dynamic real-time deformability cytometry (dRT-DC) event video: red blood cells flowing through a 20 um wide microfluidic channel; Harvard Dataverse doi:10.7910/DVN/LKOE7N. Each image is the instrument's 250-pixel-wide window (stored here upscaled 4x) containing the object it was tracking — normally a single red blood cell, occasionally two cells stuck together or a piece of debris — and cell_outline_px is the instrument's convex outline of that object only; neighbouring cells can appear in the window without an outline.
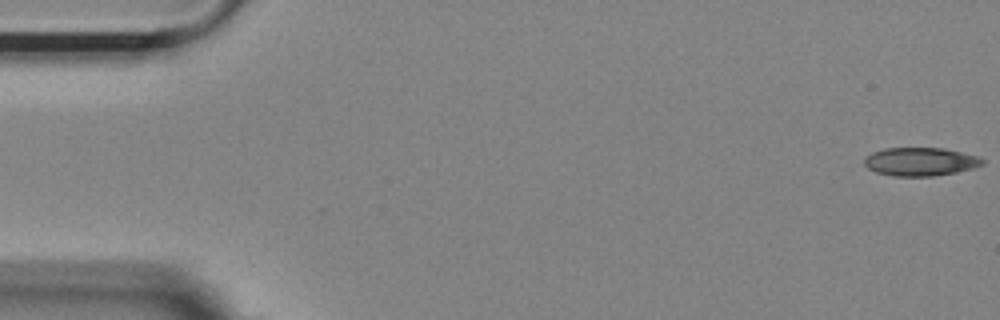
{"species": "Egyptian fruit bat (a non-hibernating species)", "species_latin": "Rousettus aegyptiacus", "temperature_condition": "room temperature", "stored_images_in_passage": 16, "camera_frame_rate_fps": 3000, "um_per_image_px": 0.085, "animal": {"sex": "female"}, "frame": {"image": 1, "passage_image": 1, "time_ms": 0.0, "image_size_px": [1000, 320], "cell_outline_px": [[984, 164], [972, 168], [956, 172], [932, 176], [892, 176], [876, 172], [868, 168], [864, 164], [864, 156], [872, 152], [884, 148], [944, 148], [976, 156], [984, 160]], "centroid_in_image_um": [78.18, 13.74], "position_along_channel_um": 6.8, "area_um2": 19.48}}
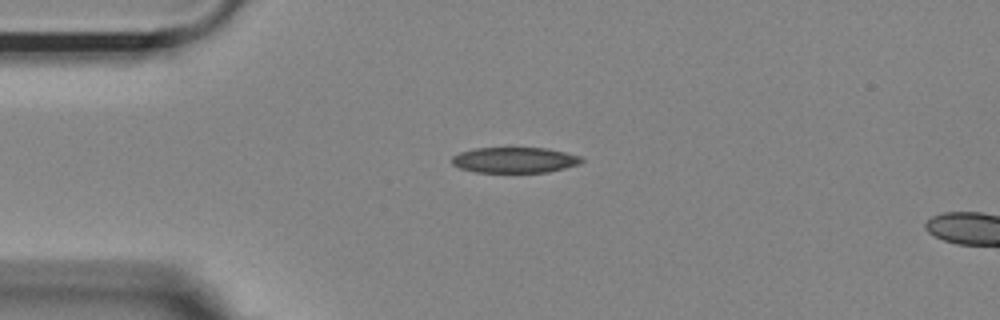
{"frame": {"image": 2, "passage_image": 13, "time_ms": 4.0, "image_size_px": [1000, 320], "cell_outline_px": [[584, 160], [580, 164], [548, 172], [476, 172], [460, 168], [452, 164], [452, 156], [460, 152], [476, 148], [548, 148], [580, 156]], "centroid_in_image_um": [43.75, 13.6], "position_along_channel_um": 41.3, "area_um2": 19.31}}